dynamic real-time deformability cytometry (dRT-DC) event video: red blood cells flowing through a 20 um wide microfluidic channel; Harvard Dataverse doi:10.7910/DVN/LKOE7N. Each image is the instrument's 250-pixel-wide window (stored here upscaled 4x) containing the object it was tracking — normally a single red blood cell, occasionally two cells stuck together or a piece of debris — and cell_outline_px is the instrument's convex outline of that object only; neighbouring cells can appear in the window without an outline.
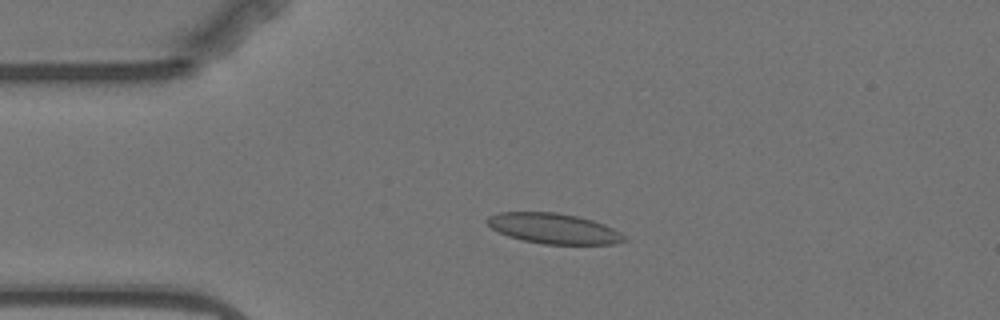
{"species": "Egyptian fruit bat (a non-hibernating species)", "species_latin": "Rousettus aegyptiacus", "temperature_condition": "warm", "stored_images_in_passage": 4, "camera_frame_rate_fps": 3000, "um_per_image_px": 0.085, "animal": {"sex": "female"}, "frame": {"image": 1, "passage_image": 3, "time_ms": 2.333, "image_size_px": [1000, 320], "cell_outline_px": [[628, 240], [616, 244], [544, 244], [524, 240], [508, 236], [492, 228], [484, 220], [488, 216], [500, 212], [556, 212], [576, 216], [592, 220], [604, 224], [620, 232]], "centroid_in_image_um": [47.07, 19.42], "position_along_channel_um": 37.9, "area_um2": 24.16}}